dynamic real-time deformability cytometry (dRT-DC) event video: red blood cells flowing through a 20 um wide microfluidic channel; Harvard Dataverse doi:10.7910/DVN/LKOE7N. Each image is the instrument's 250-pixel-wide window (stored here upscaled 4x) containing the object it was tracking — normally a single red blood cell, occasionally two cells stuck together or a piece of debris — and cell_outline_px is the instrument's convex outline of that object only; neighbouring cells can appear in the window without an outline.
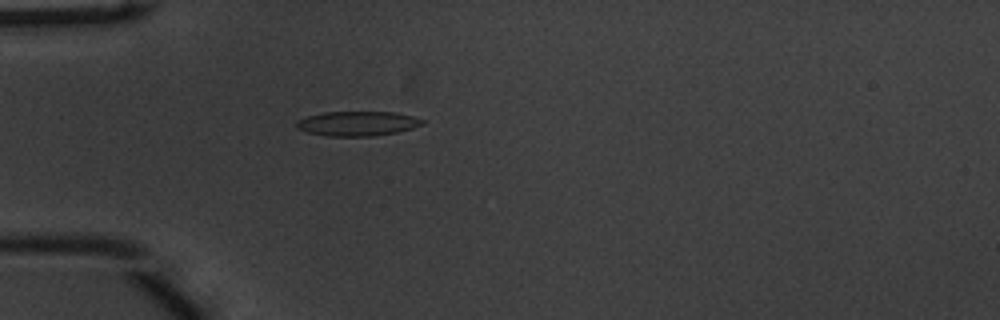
{"species": "common noctule bat (a hibernating species)", "species_latin": "Nyctalus noctula", "temperature_condition": "warm", "stored_images_in_passage": 32, "camera_frame_rate_fps": 3000, "um_per_image_px": 0.085, "animal": {"sex": "male", "body_mass_g": 20.1, "forearm_length_mm": 53.5}, "frame": {"image": 1, "passage_image": 1, "time_ms": 0.0, "image_size_px": [1000, 320], "cell_outline_px": [[424, 124], [412, 128], [396, 132], [376, 136], [328, 136], [308, 132], [296, 128], [296, 120], [308, 116], [324, 112], [396, 112], [412, 116], [424, 120]], "centroid_in_image_um": [30.38, 10.5], "position_along_channel_um": 54.6, "area_um2": 18.03}}
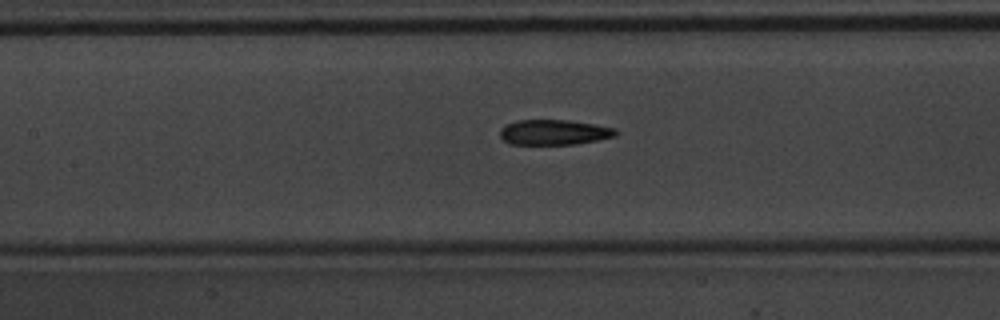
{"frame": {"image": 2, "passage_image": 10, "time_ms": 3.0, "image_size_px": [1000, 320], "cell_outline_px": [[620, 132], [616, 136], [576, 144], [512, 144], [504, 140], [500, 136], [500, 128], [504, 124], [516, 120], [568, 120], [616, 128]], "centroid_in_image_um": [47.09, 11.23], "position_along_channel_um": 160.3, "area_um2": 17.05}}
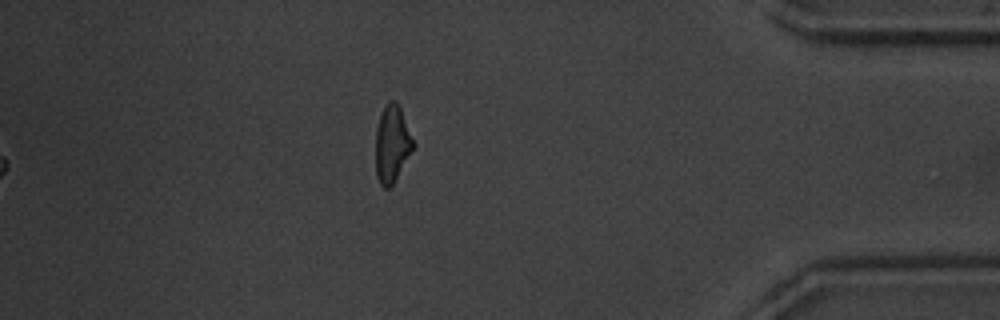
{"frame": {"image": 3, "passage_image": 32, "time_ms": 10.333, "image_size_px": [1000, 320], "cell_outline_px": [[416, 144], [392, 184], [388, 188], [384, 188], [380, 184], [376, 176], [376, 128], [380, 116], [388, 100], [396, 100], [400, 108]], "centroid_in_image_um": [33.32, 12.21], "position_along_channel_um": 401.9, "area_um2": 16.7}, "authors_computed_cell_mechanics": {"area_um2": 17.6001, "velocity_mm_per_s": 3.7885, "shape_relaxation_time_tau1_ms": 6.0961, "shape_relaxation_time_tau2_ms": 2.9267, "deformation_change_tau1": 0.1719, "deformation_change_tau2": 0.111}}